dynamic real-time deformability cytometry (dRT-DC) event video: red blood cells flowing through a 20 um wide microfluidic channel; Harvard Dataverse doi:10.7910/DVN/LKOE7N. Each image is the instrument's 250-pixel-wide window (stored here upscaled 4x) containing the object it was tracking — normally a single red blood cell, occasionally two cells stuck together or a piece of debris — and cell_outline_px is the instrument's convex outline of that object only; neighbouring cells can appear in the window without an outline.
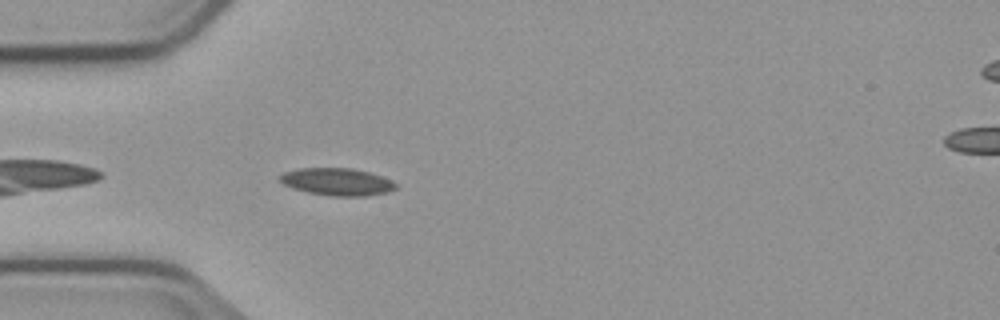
{"species": "common noctule bat (a hibernating species)", "species_latin": "Nyctalus noctula", "temperature_condition": "cold", "stored_images_in_passage": 42, "camera_frame_rate_fps": 3000, "um_per_image_px": 0.085, "animal": {"sex": "male", "body_mass_g": 23.1, "forearm_length_mm": 52.7}, "frame": {"image": 1, "passage_image": 3, "time_ms": 0.667, "image_size_px": [1000, 320], "cell_outline_px": [[396, 188], [388, 192], [364, 196], [332, 196], [308, 192], [292, 188], [284, 184], [280, 180], [280, 176], [284, 172], [300, 168], [352, 168], [368, 172], [392, 180], [396, 184]], "centroid_in_image_um": [28.66, 15.45], "position_along_channel_um": 56.3, "area_um2": 18.32}}
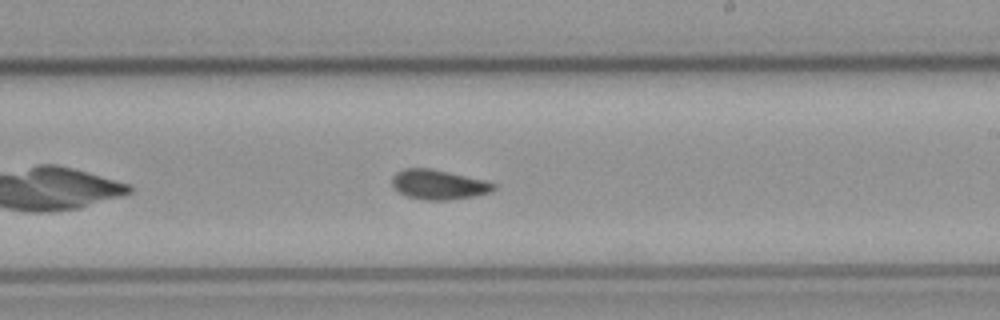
{"frame": {"image": 2, "passage_image": 19, "time_ms": 6.0, "image_size_px": [1000, 320], "cell_outline_px": [[496, 188], [492, 192], [476, 196], [448, 200], [424, 200], [408, 196], [400, 192], [392, 184], [392, 176], [396, 172], [404, 168], [428, 168], [448, 172], [484, 180], [496, 184]], "centroid_in_image_um": [37.3, 15.69], "position_along_channel_um": 251.7, "area_um2": 17.51}}
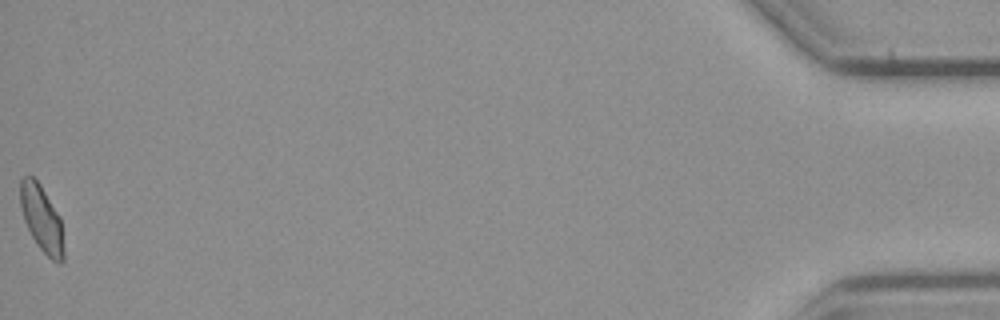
{"frame": {"image": 3, "passage_image": 42, "time_ms": 13.667, "image_size_px": [1000, 320], "cell_outline_px": [[64, 260], [60, 264], [52, 260], [40, 248], [32, 236], [24, 220], [20, 204], [20, 180], [24, 176], [32, 176], [40, 184], [60, 216], [64, 252]], "centroid_in_image_um": [3.55, 18.59], "position_along_channel_um": 431.7, "area_um2": 16.65}, "authors_computed_cell_mechanics": {"area_um2": 17.34, "velocity_mm_per_s": 3.733, "shape_relaxation_time_tau1_ms": null, "shape_relaxation_time_tau2_ms": 2.913, "deformation_change_tau1": null, "deformation_change_tau2": 0.0718}}